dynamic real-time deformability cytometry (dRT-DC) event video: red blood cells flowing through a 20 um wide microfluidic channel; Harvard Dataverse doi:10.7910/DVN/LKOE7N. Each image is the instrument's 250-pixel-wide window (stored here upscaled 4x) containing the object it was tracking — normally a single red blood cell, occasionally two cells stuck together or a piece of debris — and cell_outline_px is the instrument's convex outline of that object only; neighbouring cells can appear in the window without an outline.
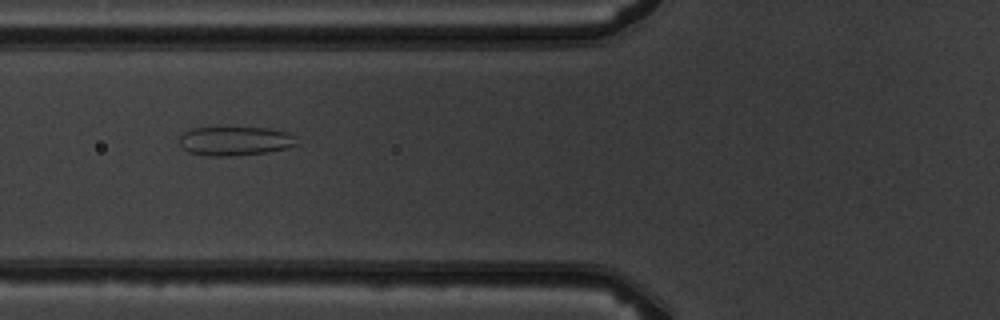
{"species": "common noctule bat (a hibernating species)", "species_latin": "Nyctalus noctula", "temperature_condition": "warm", "stored_images_in_passage": 9, "camera_frame_rate_fps": 3000, "um_per_image_px": 0.085, "animal": {"sex": "male", "body_mass_g": 19.5, "forearm_length_mm": 54.6}, "frame": {"image": 1, "passage_image": 6, "time_ms": 5.667, "image_size_px": [1000, 320], "cell_outline_px": [[300, 144], [288, 148], [268, 152], [228, 156], [208, 156], [188, 152], [180, 144], [180, 136], [184, 132], [192, 128], [268, 128], [288, 132], [296, 136]], "centroid_in_image_um": [20.04, 11.99], "position_along_channel_um": 105.8, "area_um2": 19.94}}
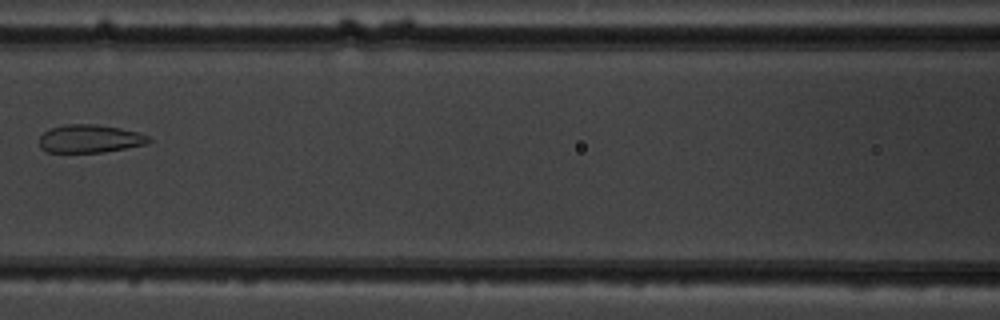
{"frame": {"image": 2, "passage_image": 7, "time_ms": 7.0, "image_size_px": [1000, 320], "cell_outline_px": [[152, 140], [148, 144], [104, 152], [48, 152], [40, 148], [40, 136], [48, 128], [64, 124], [96, 124], [120, 128], [136, 132], [148, 136]], "centroid_in_image_um": [7.62, 11.78], "position_along_channel_um": 159.0, "area_um2": 17.98}}
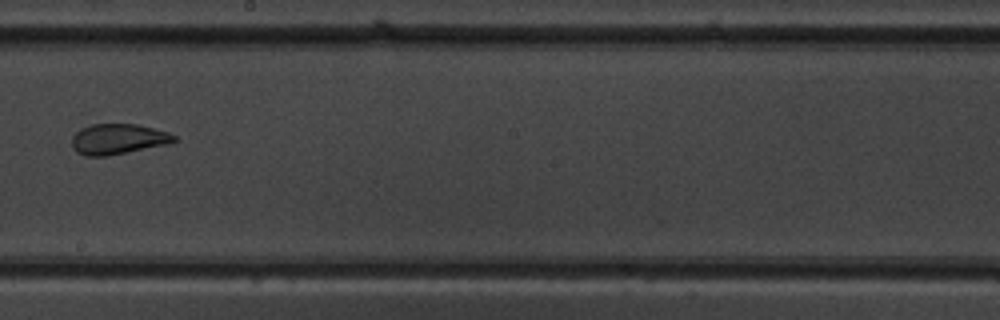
{"frame": {"image": 3, "passage_image": 9, "time_ms": 9.0, "image_size_px": [1000, 320], "cell_outline_px": [[176, 140], [164, 144], [108, 156], [84, 156], [76, 152], [72, 148], [72, 136], [80, 128], [92, 124], [136, 124], [168, 132], [176, 136]], "centroid_in_image_um": [9.96, 11.82], "position_along_channel_um": 238.2, "area_um2": 17.98}}